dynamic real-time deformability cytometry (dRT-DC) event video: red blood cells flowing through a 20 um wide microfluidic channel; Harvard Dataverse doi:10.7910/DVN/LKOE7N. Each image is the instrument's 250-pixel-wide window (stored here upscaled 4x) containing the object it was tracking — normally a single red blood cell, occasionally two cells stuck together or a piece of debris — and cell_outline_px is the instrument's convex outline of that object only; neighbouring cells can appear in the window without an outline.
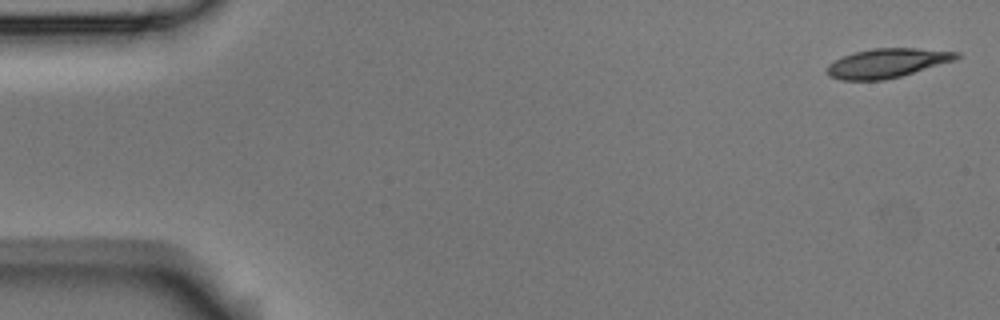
{"species": "Egyptian fruit bat (a non-hibernating species)", "species_latin": "Rousettus aegyptiacus", "temperature_condition": "room temperature", "stored_images_in_passage": 14, "camera_frame_rate_fps": 3000, "um_per_image_px": 0.085, "animal": {"sex": "male"}, "frame": {"image": 1, "passage_image": 1, "time_ms": 0.0, "image_size_px": [1000, 320], "cell_outline_px": [[960, 56], [956, 60], [900, 76], [884, 80], [840, 80], [828, 76], [828, 64], [852, 52], [872, 48], [916, 48], [960, 52]], "centroid_in_image_um": [75.41, 5.36], "position_along_channel_um": 9.6, "area_um2": 21.96}}
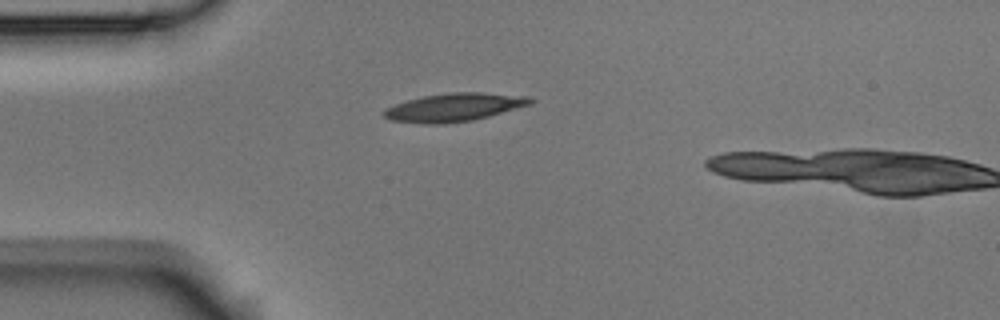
{"frame": {"image": 2, "passage_image": 13, "time_ms": 4.0, "image_size_px": [1000, 320], "cell_outline_px": [[536, 100], [532, 104], [488, 116], [472, 120], [444, 124], [424, 124], [392, 120], [384, 116], [380, 112], [384, 108], [408, 100], [424, 96], [452, 92], [480, 92], [532, 96]], "centroid_in_image_um": [38.63, 9.11], "position_along_channel_um": 46.4, "area_um2": 24.16}}